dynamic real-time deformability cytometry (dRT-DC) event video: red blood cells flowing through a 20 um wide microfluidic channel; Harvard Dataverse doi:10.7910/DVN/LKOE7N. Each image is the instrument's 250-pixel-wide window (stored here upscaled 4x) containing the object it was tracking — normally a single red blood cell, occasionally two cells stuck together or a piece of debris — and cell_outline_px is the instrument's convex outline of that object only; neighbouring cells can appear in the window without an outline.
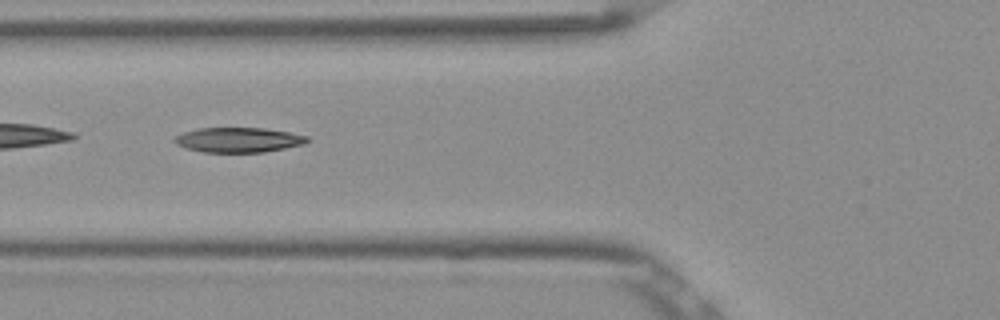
{"species": "Egyptian fruit bat (a non-hibernating species)", "species_latin": "Rousettus aegyptiacus", "temperature_condition": "room temperature", "stored_images_in_passage": 37, "camera_frame_rate_fps": 3000, "um_per_image_px": 0.085, "frame": {"image": 1, "passage_image": 6, "time_ms": 1.667, "image_size_px": [1000, 320], "cell_outline_px": [[308, 140], [304, 144], [264, 152], [204, 152], [184, 148], [176, 144], [172, 140], [176, 136], [184, 132], [196, 128], [264, 128], [288, 132], [308, 136]], "centroid_in_image_um": [20.23, 11.89], "position_along_channel_um": 105.6, "area_um2": 19.19}}
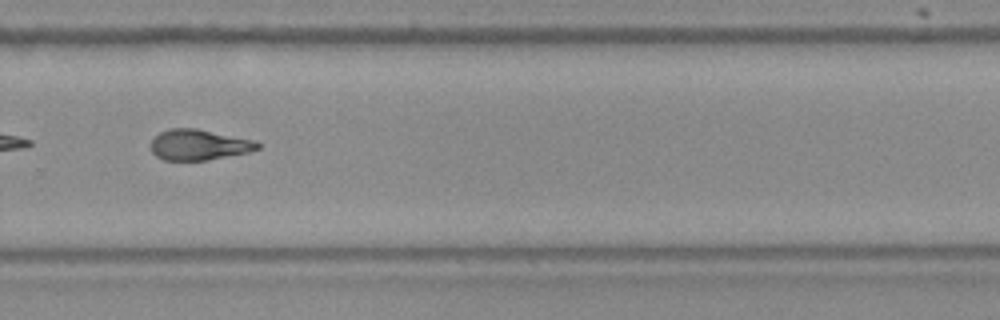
{"frame": {"image": 2, "passage_image": 22, "time_ms": 7.0, "image_size_px": [1000, 320], "cell_outline_px": [[260, 148], [248, 152], [208, 160], [164, 160], [156, 156], [152, 152], [152, 140], [160, 132], [168, 128], [196, 128], [256, 140], [260, 144]], "centroid_in_image_um": [16.93, 12.3], "position_along_channel_um": 312.9, "area_um2": 19.07}, "authors_computed_cell_mechanics": {"area_um2": 19.4786, "velocity_mm_per_s": 3.8852, "shape_relaxation_time_tau1_ms": 8.6614, "shape_relaxation_time_tau2_ms": 2.6849, "deformation_change_tau1": 0.252, "deformation_change_tau2": 0.112}}